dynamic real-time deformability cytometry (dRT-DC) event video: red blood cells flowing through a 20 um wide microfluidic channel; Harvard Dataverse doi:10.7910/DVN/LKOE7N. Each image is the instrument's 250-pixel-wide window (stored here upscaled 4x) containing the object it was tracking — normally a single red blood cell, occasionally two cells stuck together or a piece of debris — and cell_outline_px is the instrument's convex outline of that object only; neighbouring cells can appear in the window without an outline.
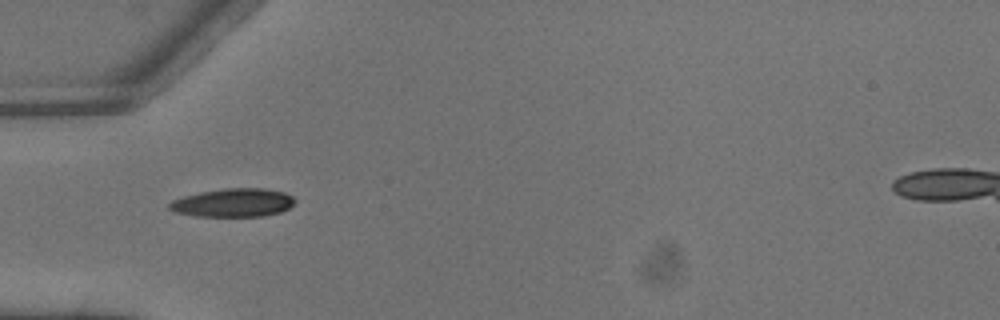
{"species": "common noctule bat (a hibernating species)", "species_latin": "Nyctalus noctula", "temperature_condition": "warm", "stored_images_in_passage": 4, "camera_frame_rate_fps": 3000, "um_per_image_px": 0.085, "animal": {"sex": "male", "body_mass_g": 13.3}, "frame": {"image": 1, "passage_image": 3, "time_ms": 0.667, "image_size_px": [1000, 320], "cell_outline_px": [[296, 204], [280, 212], [264, 216], [196, 216], [176, 212], [168, 208], [168, 204], [172, 200], [184, 196], [200, 192], [224, 188], [264, 188], [284, 192], [292, 196], [296, 200]], "centroid_in_image_um": [19.84, 17.22], "position_along_channel_um": 65.2, "area_um2": 20.87}}
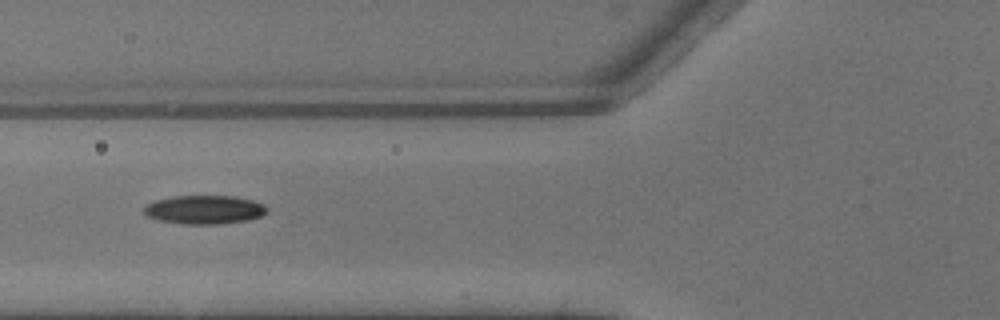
{"frame": {"image": 2, "passage_image": 4, "time_ms": 1.0, "image_size_px": [1000, 320], "cell_outline_px": [[268, 212], [260, 216], [248, 220], [216, 224], [180, 224], [160, 220], [148, 216], [144, 212], [144, 208], [148, 204], [156, 200], [172, 196], [236, 196], [252, 200], [264, 204], [268, 208]], "centroid_in_image_um": [17.41, 17.82], "position_along_channel_um": 108.4, "area_um2": 20.52}}